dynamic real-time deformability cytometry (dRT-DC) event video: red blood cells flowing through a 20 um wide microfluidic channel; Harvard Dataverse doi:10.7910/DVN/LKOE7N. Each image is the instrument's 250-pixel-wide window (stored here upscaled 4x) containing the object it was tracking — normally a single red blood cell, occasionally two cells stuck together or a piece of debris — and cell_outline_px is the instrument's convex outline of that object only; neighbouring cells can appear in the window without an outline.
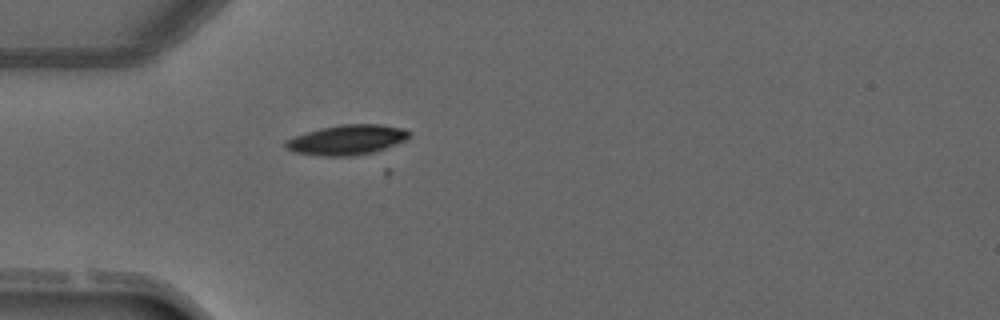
{"species": "common noctule bat (a hibernating species)", "species_latin": "Nyctalus noctula", "temperature_condition": "warm", "stored_images_in_passage": 1, "camera_frame_rate_fps": 3000, "um_per_image_px": 0.085, "animal": {"sex": "male", "forearm_length_mm": 52.5}, "frame": {"image": 1, "passage_image": 1, "time_ms": 0.0, "image_size_px": [1000, 320], "cell_outline_px": [[412, 136], [404, 140], [384, 148], [372, 152], [352, 156], [320, 156], [292, 152], [284, 148], [284, 140], [320, 128], [340, 124], [380, 124], [404, 128], [412, 132]], "centroid_in_image_um": [29.47, 11.88], "position_along_channel_um": 55.5, "area_um2": 21.68}}